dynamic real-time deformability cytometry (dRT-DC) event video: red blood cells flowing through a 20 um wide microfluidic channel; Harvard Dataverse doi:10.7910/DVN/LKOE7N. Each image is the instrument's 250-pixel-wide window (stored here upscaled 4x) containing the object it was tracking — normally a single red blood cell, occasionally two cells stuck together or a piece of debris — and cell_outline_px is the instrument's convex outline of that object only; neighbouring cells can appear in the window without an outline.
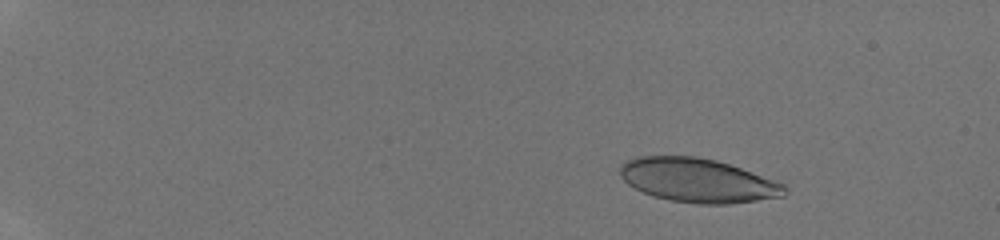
{"species": "human", "species_latin": "Homo sapiens", "temperature_condition": "room temperature", "stored_images_in_passage": 46, "camera_frame_rate_fps": 3000, "um_per_image_px": 0.085, "donor": {"sex": "male"}, "frame": {"image": 1, "passage_image": 7, "time_ms": 2.0, "image_size_px": [1000, 240], "cell_outline_px": [[788, 192], [784, 196], [728, 204], [696, 204], [672, 200], [652, 196], [628, 184], [620, 176], [620, 164], [636, 156], [696, 156], [716, 160], [740, 168], [784, 184], [788, 188]], "centroid_in_image_um": [59.3, 15.33], "position_along_channel_um": 25.7, "area_um2": 41.96}}
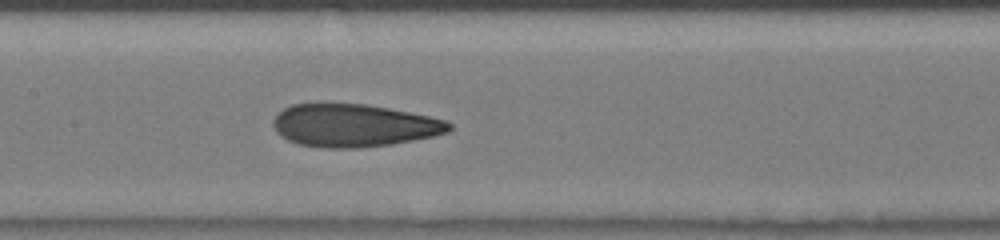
{"frame": {"image": 2, "passage_image": 26, "time_ms": 8.333, "image_size_px": [1000, 240], "cell_outline_px": [[452, 128], [448, 132], [432, 136], [392, 144], [360, 148], [324, 148], [296, 144], [280, 136], [276, 132], [272, 124], [276, 116], [284, 108], [292, 104], [316, 100], [364, 104], [388, 108], [448, 120], [452, 124]], "centroid_in_image_um": [30.01, 10.63], "position_along_channel_um": 177.4, "area_um2": 44.8}}
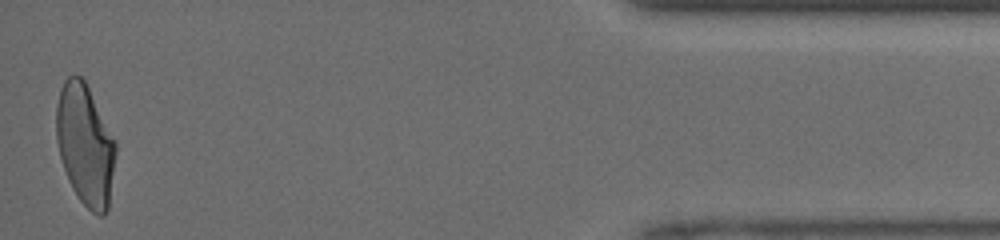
{"frame": {"image": 3, "passage_image": 46, "time_ms": 15.0, "image_size_px": [1000, 240], "cell_outline_px": [[116, 152], [108, 208], [104, 216], [100, 216], [92, 212], [80, 200], [72, 188], [68, 180], [60, 156], [56, 140], [56, 104], [60, 88], [64, 80], [68, 76], [80, 76], [84, 80], [116, 140]], "centroid_in_image_um": [7.23, 12.3], "position_along_channel_um": 428.0, "area_um2": 41.79}}